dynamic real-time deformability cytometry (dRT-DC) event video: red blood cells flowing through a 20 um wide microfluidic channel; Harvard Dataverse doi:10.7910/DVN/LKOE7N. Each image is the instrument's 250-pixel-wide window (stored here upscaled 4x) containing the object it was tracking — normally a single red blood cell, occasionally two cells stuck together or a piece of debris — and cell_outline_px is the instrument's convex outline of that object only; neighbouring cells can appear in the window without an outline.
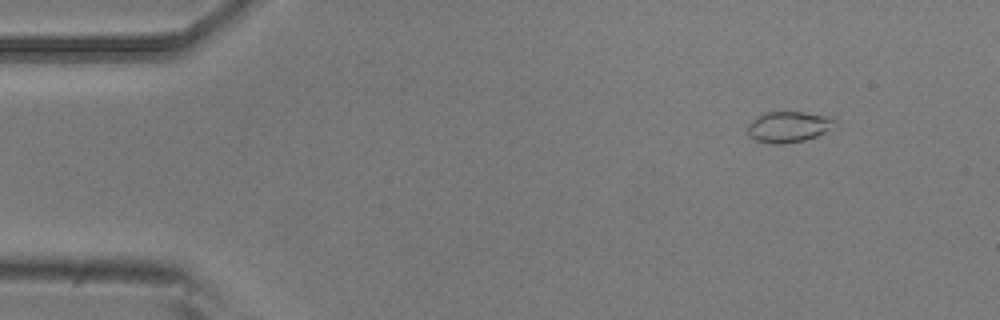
{"species": "common noctule bat (a hibernating species)", "species_latin": "Nyctalus noctula", "temperature_condition": "room temperature", "stored_images_in_passage": 9, "camera_frame_rate_fps": 3000, "um_per_image_px": 0.085, "animal": {"sex": "male", "body_mass_g": 20.5, "forearm_length_mm": 52.5}, "frame": {"image": 1, "passage_image": 1, "time_ms": 0.0, "image_size_px": [1000, 320], "cell_outline_px": [[832, 120], [828, 128], [824, 132], [816, 136], [804, 140], [784, 144], [772, 144], [756, 140], [748, 136], [748, 124], [756, 116], [764, 112], [804, 112], [832, 116]], "centroid_in_image_um": [66.93, 10.78], "position_along_channel_um": 18.1, "area_um2": 15.49}}
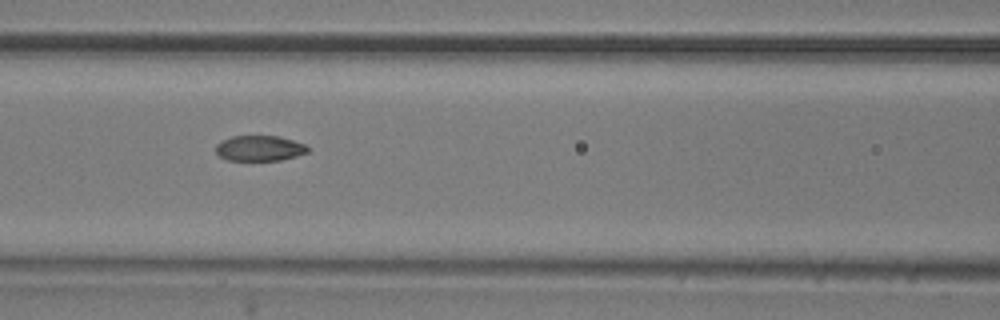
{"frame": {"image": 2, "passage_image": 6, "time_ms": 1.667, "image_size_px": [1000, 320], "cell_outline_px": [[308, 152], [296, 156], [280, 160], [228, 160], [220, 156], [216, 152], [216, 144], [232, 136], [280, 136], [304, 144], [308, 148]], "centroid_in_image_um": [22.06, 12.6], "position_along_channel_um": 144.5, "area_um2": 13.47}}
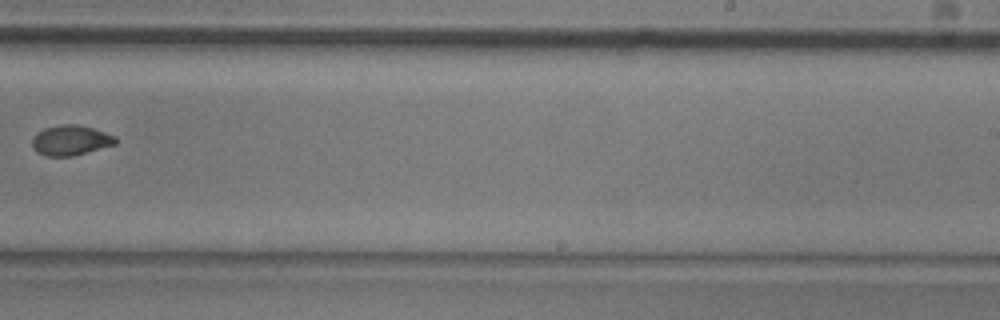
{"frame": {"image": 3, "passage_image": 9, "time_ms": 2.667, "image_size_px": [1000, 320], "cell_outline_px": [[120, 140], [116, 144], [72, 156], [48, 156], [32, 148], [32, 136], [36, 132], [44, 128], [60, 124], [76, 124], [92, 128], [116, 136]], "centroid_in_image_um": [6.01, 11.91], "position_along_channel_um": 283.0, "area_um2": 14.68}}